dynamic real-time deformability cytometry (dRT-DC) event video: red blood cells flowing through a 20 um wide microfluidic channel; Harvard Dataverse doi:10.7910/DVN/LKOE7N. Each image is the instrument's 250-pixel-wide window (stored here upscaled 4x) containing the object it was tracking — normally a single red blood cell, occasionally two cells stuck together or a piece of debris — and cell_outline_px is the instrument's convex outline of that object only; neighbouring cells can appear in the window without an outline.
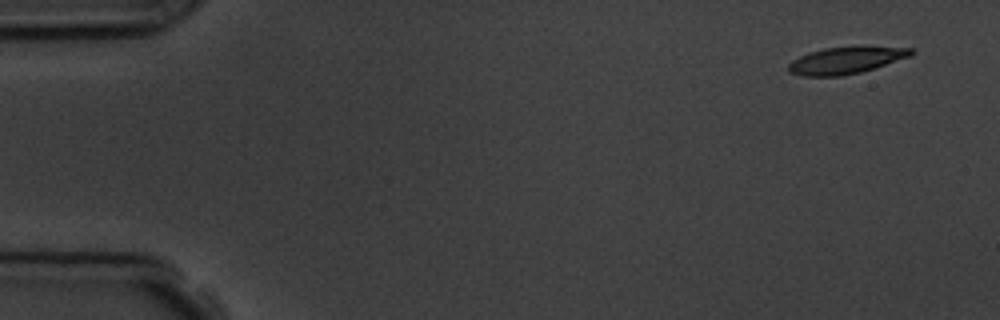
{"species": "common noctule bat (a hibernating species)", "species_latin": "Nyctalus noctula", "temperature_condition": "room temperature", "stored_images_in_passage": 4, "camera_frame_rate_fps": 3000, "um_per_image_px": 0.085, "animal": {"sex": "male", "body_mass_g": 19.5, "forearm_length_mm": 54.6}, "frame": {"image": 1, "passage_image": 1, "time_ms": 0.0, "image_size_px": [1000, 320], "cell_outline_px": [[916, 52], [912, 56], [860, 72], [840, 76], [800, 76], [788, 72], [788, 64], [792, 60], [808, 52], [824, 48], [860, 44], [916, 48]], "centroid_in_image_um": [71.97, 5.08], "position_along_channel_um": 13.0, "area_um2": 20.06}}